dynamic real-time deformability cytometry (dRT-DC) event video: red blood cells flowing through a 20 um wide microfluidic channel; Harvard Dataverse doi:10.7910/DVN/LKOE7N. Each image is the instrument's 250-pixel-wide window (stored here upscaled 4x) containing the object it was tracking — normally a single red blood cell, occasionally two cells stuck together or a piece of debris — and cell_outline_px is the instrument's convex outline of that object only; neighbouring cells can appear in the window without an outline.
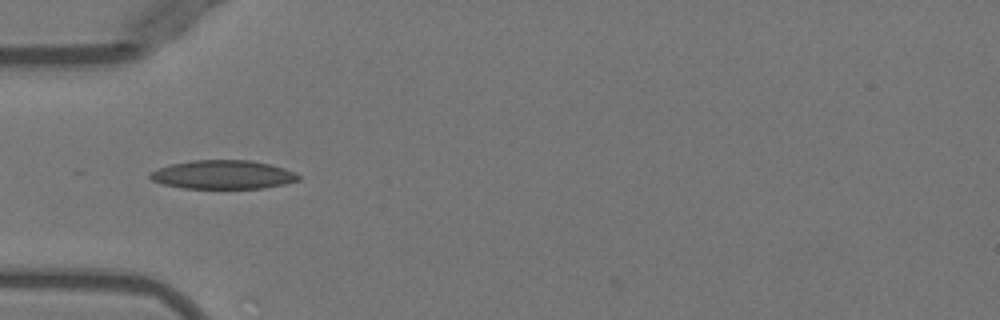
{"species": "Egyptian fruit bat (a non-hibernating species)", "species_latin": "Rousettus aegyptiacus", "temperature_condition": "warm", "stored_images_in_passage": 5, "camera_frame_rate_fps": 3000, "um_per_image_px": 0.085, "animal": {"sex": "female"}, "frame": {"image": 1, "passage_image": 2, "time_ms": 0.333, "image_size_px": [1000, 320], "cell_outline_px": [[300, 180], [284, 184], [264, 188], [184, 188], [164, 184], [152, 180], [148, 176], [148, 172], [156, 168], [172, 164], [192, 160], [252, 160], [272, 164], [284, 168], [300, 176]], "centroid_in_image_um": [18.94, 14.84], "position_along_channel_um": 66.1, "area_um2": 24.91}}